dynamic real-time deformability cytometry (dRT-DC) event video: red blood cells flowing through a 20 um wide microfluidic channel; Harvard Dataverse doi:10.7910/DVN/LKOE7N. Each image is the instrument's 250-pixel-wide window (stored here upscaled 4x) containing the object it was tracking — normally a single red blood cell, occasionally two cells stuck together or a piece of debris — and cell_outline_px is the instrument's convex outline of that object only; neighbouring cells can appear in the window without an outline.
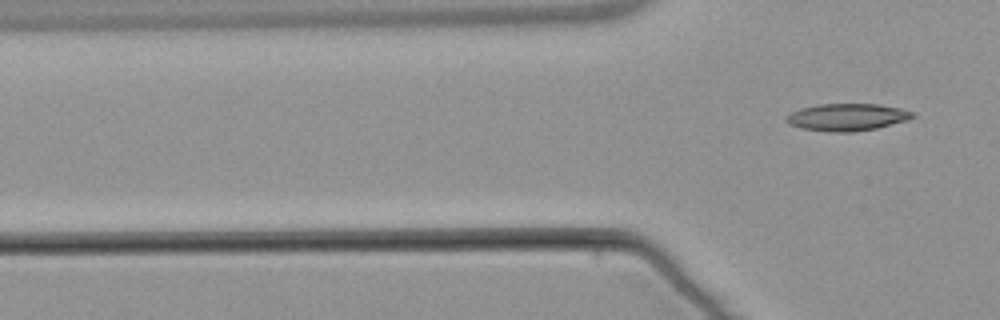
{"species": "common noctule bat (a hibernating species)", "species_latin": "Nyctalus noctula", "temperature_condition": "warm", "stored_images_in_passage": 6, "camera_frame_rate_fps": 3000, "um_per_image_px": 0.085, "animal": {"sex": "male", "body_mass_g": 21.5, "forearm_length_mm": 52.0}, "frame": {"image": 1, "passage_image": 6, "time_ms": 7.333, "image_size_px": [1000, 320], "cell_outline_px": [[916, 116], [908, 120], [876, 128], [852, 132], [832, 132], [800, 128], [788, 124], [784, 120], [792, 112], [800, 108], [816, 104], [880, 104], [900, 108], [916, 112]], "centroid_in_image_um": [72.02, 9.95], "position_along_channel_um": 53.8, "area_um2": 20.17}}